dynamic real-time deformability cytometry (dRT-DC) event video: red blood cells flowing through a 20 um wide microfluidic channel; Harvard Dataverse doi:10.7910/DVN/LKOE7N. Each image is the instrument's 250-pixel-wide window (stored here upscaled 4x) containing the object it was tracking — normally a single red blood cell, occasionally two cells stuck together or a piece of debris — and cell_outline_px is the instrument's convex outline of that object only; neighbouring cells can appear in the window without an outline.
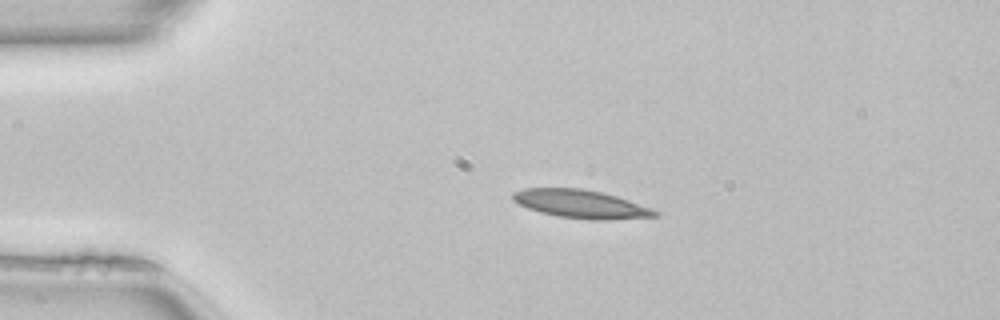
{"species": "common noctule bat (a hibernating species)", "species_latin": "Nyctalus noctula", "temperature_condition": "room temperature", "stored_images_in_passage": 40, "camera_frame_rate_fps": 3000, "um_per_image_px": 0.085, "animal": {"sex": "female", "body_mass_g": 22.7, "forearm_length_mm": 54.2}, "frame": {"image": 1, "passage_image": 1, "time_ms": 0.0, "image_size_px": [1000, 320], "cell_outline_px": [[660, 212], [656, 216], [608, 220], [592, 220], [556, 216], [540, 212], [528, 208], [512, 200], [512, 192], [524, 188], [584, 188], [616, 196], [628, 200]], "centroid_in_image_um": [49.33, 17.34], "position_along_channel_um": 35.7, "area_um2": 23.29}}